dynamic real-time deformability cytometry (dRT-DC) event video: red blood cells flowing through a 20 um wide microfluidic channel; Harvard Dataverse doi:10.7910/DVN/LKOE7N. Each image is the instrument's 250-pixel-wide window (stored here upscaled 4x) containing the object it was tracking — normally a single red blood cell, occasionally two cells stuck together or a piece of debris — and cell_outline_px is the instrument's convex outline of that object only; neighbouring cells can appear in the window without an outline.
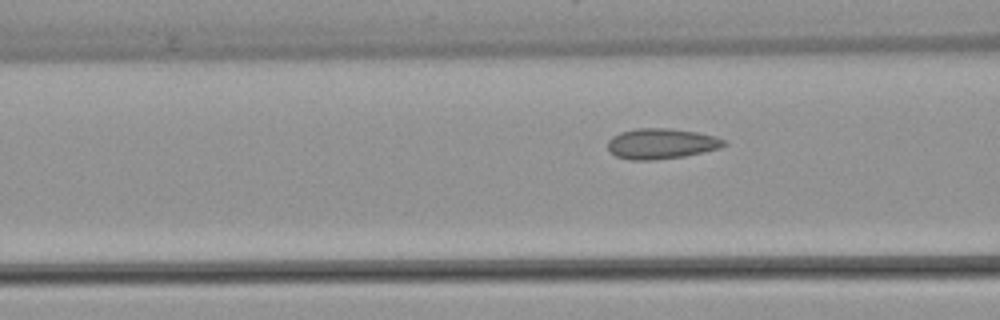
{"species": "common noctule bat (a hibernating species)", "species_latin": "Nyctalus noctula", "temperature_condition": "warm", "stored_images_in_passage": 8, "camera_frame_rate_fps": 3000, "um_per_image_px": 0.085, "animal": {"sex": "female", "body_mass_g": 22.7, "forearm_length_mm": 54.2}, "frame": {"image": 1, "passage_image": 5, "time_ms": 1.333, "image_size_px": [1000, 320], "cell_outline_px": [[728, 144], [720, 148], [684, 156], [656, 160], [628, 160], [616, 156], [608, 148], [608, 140], [612, 136], [620, 132], [636, 128], [668, 128], [696, 132], [716, 136], [724, 140]], "centroid_in_image_um": [56.2, 12.21], "position_along_channel_um": 110.4, "area_um2": 20.69}}